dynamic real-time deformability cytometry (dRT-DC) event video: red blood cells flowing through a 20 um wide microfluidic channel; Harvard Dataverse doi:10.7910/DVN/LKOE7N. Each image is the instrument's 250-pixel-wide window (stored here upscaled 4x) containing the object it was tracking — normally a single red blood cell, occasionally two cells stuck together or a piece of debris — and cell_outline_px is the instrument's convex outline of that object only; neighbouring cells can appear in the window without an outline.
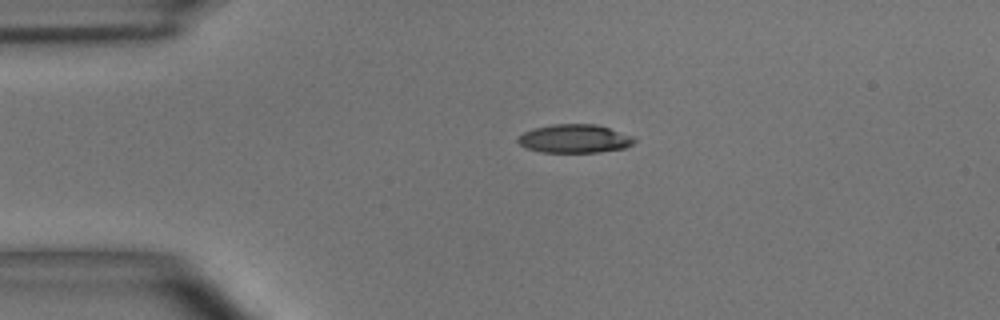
{"species": "common noctule bat (a hibernating species)", "species_latin": "Nyctalus noctula", "temperature_condition": "room temperature", "stored_images_in_passage": 44, "camera_frame_rate_fps": 3000, "um_per_image_px": 0.085, "animal": {"sex": "male", "body_mass_g": 15.6}, "frame": {"image": 1, "passage_image": 1, "time_ms": 0.0, "image_size_px": [1000, 320], "cell_outline_px": [[636, 140], [632, 144], [624, 148], [600, 152], [540, 152], [528, 148], [520, 144], [516, 140], [524, 132], [536, 128], [552, 124], [596, 124], [632, 136]], "centroid_in_image_um": [48.84, 11.79], "position_along_channel_um": 36.2, "area_um2": 19.07}}
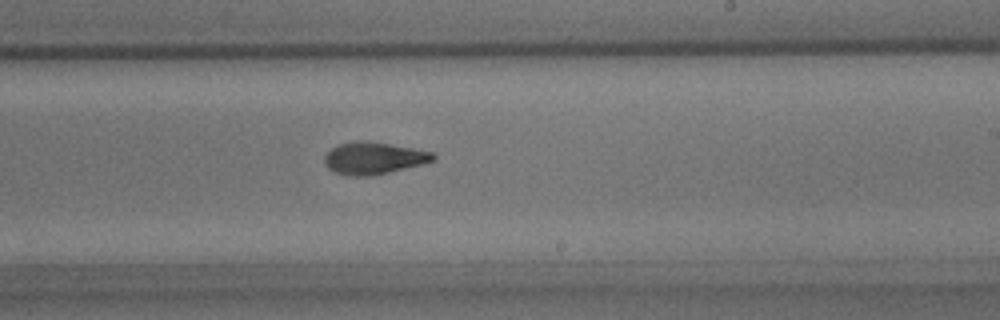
{"frame": {"image": 2, "passage_image": 22, "time_ms": 7.0, "image_size_px": [1000, 320], "cell_outline_px": [[436, 160], [388, 172], [368, 176], [348, 176], [336, 172], [328, 168], [324, 164], [324, 156], [332, 148], [340, 144], [356, 140], [368, 140], [412, 148], [432, 152], [436, 156]], "centroid_in_image_um": [31.73, 13.43], "position_along_channel_um": 257.3, "area_um2": 20.17}}
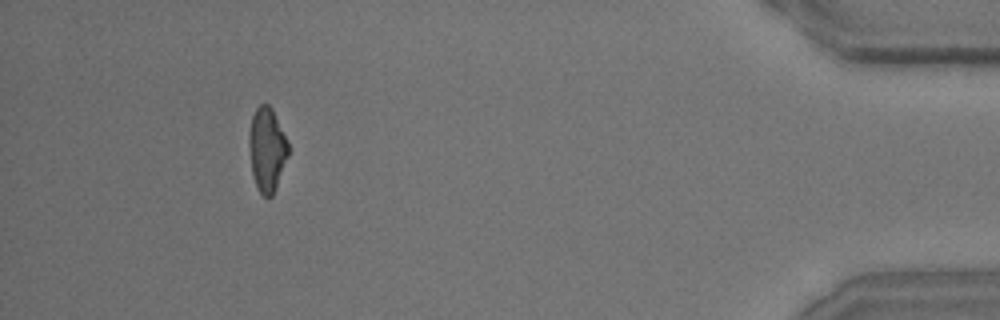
{"frame": {"image": 3, "passage_image": 40, "time_ms": 13.0, "image_size_px": [1000, 320], "cell_outline_px": [[288, 156], [276, 188], [272, 196], [268, 200], [260, 192], [256, 184], [252, 172], [248, 144], [248, 132], [252, 116], [256, 108], [260, 104], [268, 104], [272, 108], [288, 140]], "centroid_in_image_um": [22.69, 12.69], "position_along_channel_um": 412.5, "area_um2": 19.36}, "authors_computed_cell_mechanics": {"area_um2": 19.8543, "velocity_mm_per_s": 3.6202, "shape_relaxation_time_tau1_ms": 3.4448, "shape_relaxation_time_tau2_ms": 2.3483, "deformation_change_tau1": 0.158, "deformation_change_tau2": 0.0983}}